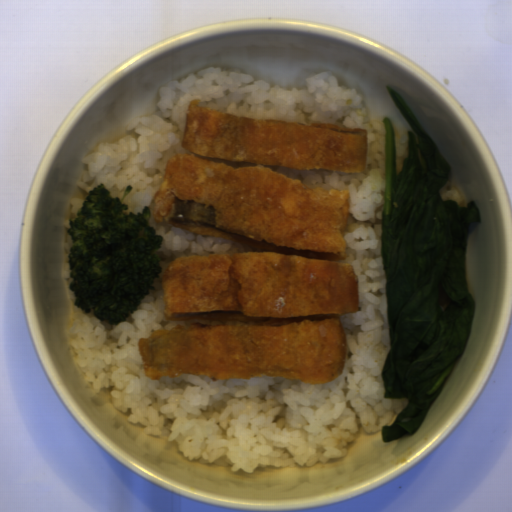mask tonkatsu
<instances>
[{"label": "tonkatsu", "mask_w": 512, "mask_h": 512, "mask_svg": "<svg viewBox=\"0 0 512 512\" xmlns=\"http://www.w3.org/2000/svg\"><path fill=\"white\" fill-rule=\"evenodd\" d=\"M152 220L253 250L179 254L161 275L165 321L139 338L150 380L195 375L324 385L349 353L341 316L360 306L349 255V189L309 186L270 166L361 173L365 127L218 111L190 100Z\"/></svg>", "instance_id": "obj_1"}]
</instances>
